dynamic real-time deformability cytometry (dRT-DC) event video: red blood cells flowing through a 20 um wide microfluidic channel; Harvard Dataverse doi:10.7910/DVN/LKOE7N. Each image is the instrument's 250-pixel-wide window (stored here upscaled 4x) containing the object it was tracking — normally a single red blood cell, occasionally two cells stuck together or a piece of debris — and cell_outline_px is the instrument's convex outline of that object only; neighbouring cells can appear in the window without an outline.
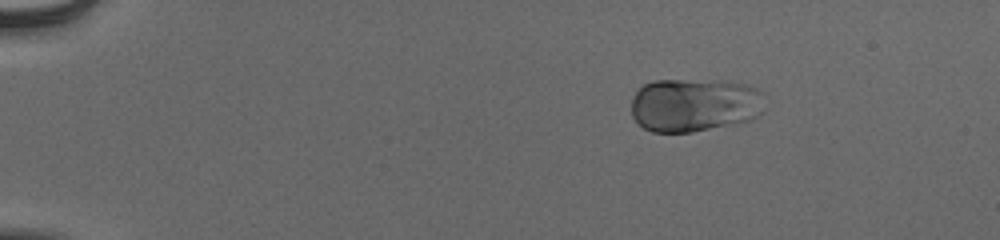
{"species": "human", "species_latin": "Homo sapiens", "temperature_condition": "cold", "stored_images_in_passage": 46, "camera_frame_rate_fps": 3000, "um_per_image_px": 0.085, "donor": {"sex": "male"}, "frame": {"image": 1, "passage_image": 1, "time_ms": 0.0, "image_size_px": [1000, 240], "cell_outline_px": [[764, 112], [752, 120], [740, 124], [692, 132], [652, 132], [644, 128], [632, 116], [632, 96], [644, 84], [652, 80], [728, 80], [760, 88], [764, 92]], "centroid_in_image_um": [59.11, 8.92], "position_along_channel_um": 25.9, "area_um2": 42.77}}
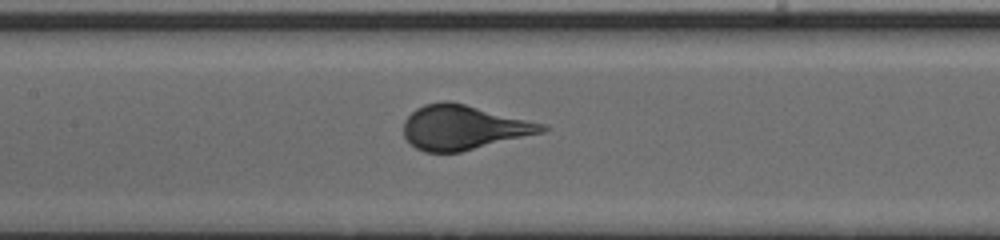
{"frame": {"image": 2, "passage_image": 20, "time_ms": 6.333, "image_size_px": [1000, 240], "cell_outline_px": [[552, 128], [544, 132], [460, 152], [424, 152], [416, 148], [404, 136], [404, 120], [416, 108], [424, 104], [444, 100], [464, 104], [548, 124]], "centroid_in_image_um": [39.43, 10.83], "position_along_channel_um": 168.0, "area_um2": 35.89}}
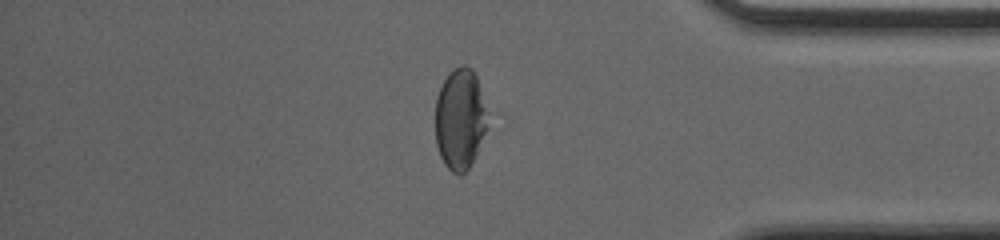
{"frame": {"image": 3, "passage_image": 39, "time_ms": 12.667, "image_size_px": [1000, 240], "cell_outline_px": [[488, 128], [468, 168], [460, 176], [452, 172], [444, 164], [440, 156], [436, 144], [436, 96], [448, 72], [460, 64], [468, 64], [472, 68], [476, 76], [484, 108]], "centroid_in_image_um": [39.07, 10.1], "position_along_channel_um": 396.1, "area_um2": 30.46}}